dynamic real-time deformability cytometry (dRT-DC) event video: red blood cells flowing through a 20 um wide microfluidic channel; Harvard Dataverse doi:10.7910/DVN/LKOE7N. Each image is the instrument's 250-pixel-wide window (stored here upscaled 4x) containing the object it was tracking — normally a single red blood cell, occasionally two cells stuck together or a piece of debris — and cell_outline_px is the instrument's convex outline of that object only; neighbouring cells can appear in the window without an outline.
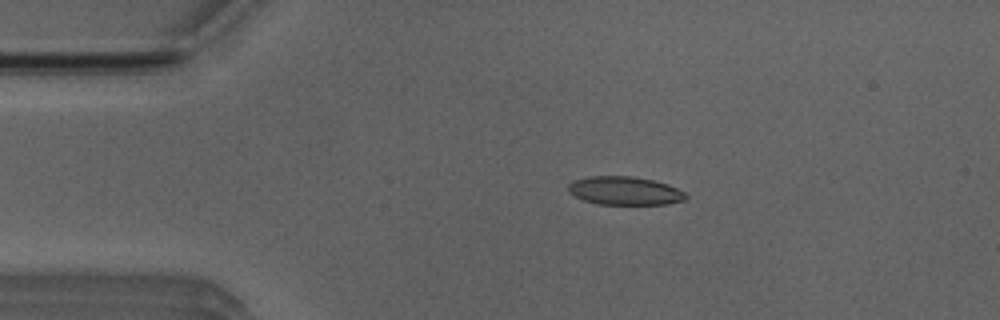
{"species": "Egyptian fruit bat (a non-hibernating species)", "species_latin": "Rousettus aegyptiacus", "temperature_condition": "room temperature", "stored_images_in_passage": 15, "camera_frame_rate_fps": 3000, "um_per_image_px": 0.085, "animal": {"sex": "male"}, "frame": {"image": 1, "passage_image": 1, "time_ms": 0.0, "image_size_px": [1000, 320], "cell_outline_px": [[688, 196], [684, 200], [668, 204], [596, 204], [584, 200], [568, 192], [568, 184], [572, 180], [588, 176], [632, 176], [652, 180], [668, 184], [684, 192]], "centroid_in_image_um": [53.08, 16.21], "position_along_channel_um": 31.9, "area_um2": 19.48}}
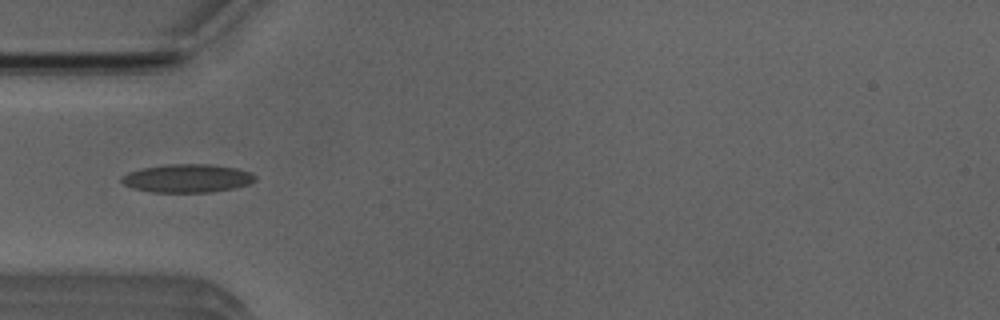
{"frame": {"image": 2, "passage_image": 7, "time_ms": 2.0, "image_size_px": [1000, 320], "cell_outline_px": [[256, 180], [248, 184], [232, 188], [208, 192], [152, 192], [132, 188], [124, 184], [120, 180], [120, 176], [128, 172], [144, 168], [164, 164], [208, 164], [236, 168], [252, 172], [256, 176]], "centroid_in_image_um": [15.9, 15.15], "position_along_channel_um": 69.1, "area_um2": 22.02}}
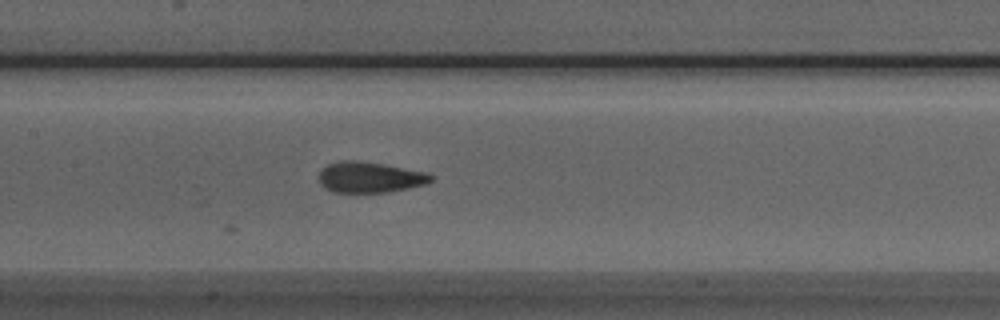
{"frame": {"image": 3, "passage_image": 15, "time_ms": 4.667, "image_size_px": [1000, 320], "cell_outline_px": [[436, 176], [428, 184], [388, 192], [332, 192], [324, 188], [320, 184], [320, 172], [328, 164], [340, 160], [360, 160], [384, 164], [428, 172]], "centroid_in_image_um": [31.48, 15.06], "position_along_channel_um": 175.9, "area_um2": 20.35}}